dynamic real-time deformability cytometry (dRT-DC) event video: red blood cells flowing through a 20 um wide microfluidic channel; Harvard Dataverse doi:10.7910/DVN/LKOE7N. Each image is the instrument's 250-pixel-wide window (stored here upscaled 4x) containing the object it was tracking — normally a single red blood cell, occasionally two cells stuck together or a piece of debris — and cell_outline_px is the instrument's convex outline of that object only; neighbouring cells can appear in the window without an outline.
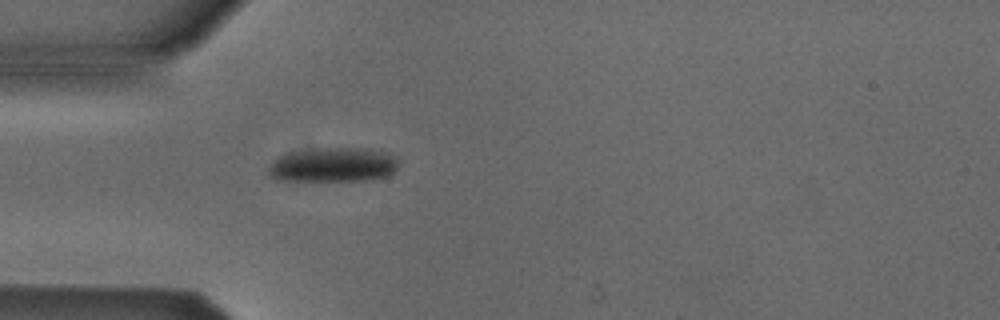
{"species": "Egyptian fruit bat (a non-hibernating species)", "species_latin": "Rousettus aegyptiacus", "temperature_condition": "cold", "stored_images_in_passage": 4, "camera_frame_rate_fps": 3000, "um_per_image_px": 0.085, "animal": {"sex": "male"}, "frame": {"image": 1, "passage_image": 4, "time_ms": 3.667, "image_size_px": [1000, 320], "cell_outline_px": [[400, 164], [388, 176], [364, 180], [276, 180], [268, 176], [268, 168], [280, 156], [292, 152], [312, 148], [380, 148], [392, 152], [396, 156]], "centroid_in_image_um": [28.41, 13.98], "position_along_channel_um": 56.6, "area_um2": 26.47}}